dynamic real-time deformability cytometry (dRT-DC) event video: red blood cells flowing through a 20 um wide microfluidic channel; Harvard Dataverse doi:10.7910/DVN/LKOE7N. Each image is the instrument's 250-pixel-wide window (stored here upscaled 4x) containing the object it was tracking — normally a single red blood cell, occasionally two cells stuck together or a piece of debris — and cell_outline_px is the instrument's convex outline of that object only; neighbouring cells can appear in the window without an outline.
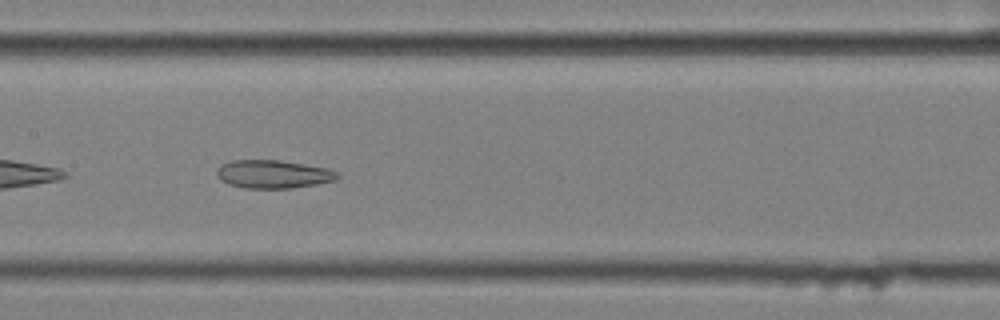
{"species": "common noctule bat (a hibernating species)", "species_latin": "Nyctalus noctula", "temperature_condition": "cold", "stored_images_in_passage": 40, "camera_frame_rate_fps": 3000, "um_per_image_px": 0.085, "animal": {"sex": "female", "body_mass_g": 25.1}, "frame": {"image": 1, "passage_image": 12, "time_ms": 3.667, "image_size_px": [1000, 320], "cell_outline_px": [[340, 176], [336, 180], [316, 184], [292, 188], [244, 188], [228, 184], [220, 180], [216, 176], [216, 168], [220, 164], [232, 160], [276, 160], [304, 164], [328, 168], [336, 172]], "centroid_in_image_um": [23.17, 14.8], "position_along_channel_um": 184.2, "area_um2": 19.94}}
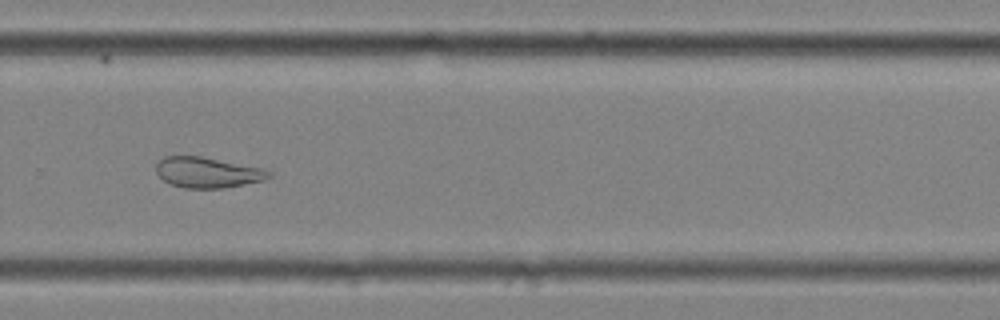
{"frame": {"image": 2, "passage_image": 23, "time_ms": 7.333, "image_size_px": [1000, 320], "cell_outline_px": [[272, 176], [264, 180], [224, 188], [184, 188], [172, 184], [164, 180], [156, 172], [156, 164], [164, 156], [200, 156], [260, 168], [272, 172]], "centroid_in_image_um": [17.63, 14.66], "position_along_channel_um": 312.2, "area_um2": 19.83}}
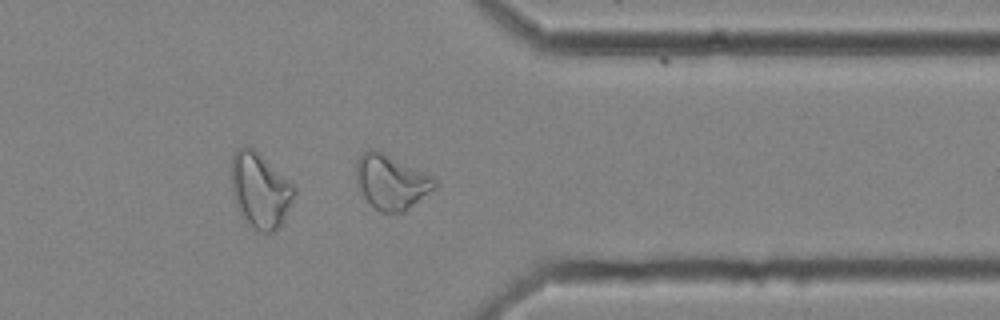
{"frame": {"image": 3, "passage_image": 29, "time_ms": 9.333, "image_size_px": [1000, 320], "cell_outline_px": [[436, 188], [404, 212], [380, 212], [364, 196], [356, 180], [356, 160], [368, 148], [380, 152], [436, 176]], "centroid_in_image_um": [33.29, 15.46], "position_along_channel_um": 378.1, "area_um2": 24.74}}